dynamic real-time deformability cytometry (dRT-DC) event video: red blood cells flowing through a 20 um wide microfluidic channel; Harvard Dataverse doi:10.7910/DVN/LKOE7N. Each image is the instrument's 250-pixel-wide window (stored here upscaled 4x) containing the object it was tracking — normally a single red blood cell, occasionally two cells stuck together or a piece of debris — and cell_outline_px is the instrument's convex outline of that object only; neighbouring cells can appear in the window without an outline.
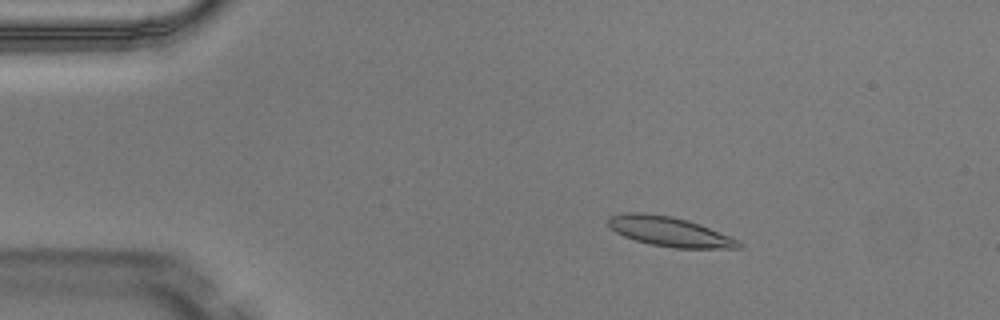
{"species": "Egyptian fruit bat (a non-hibernating species)", "species_latin": "Rousettus aegyptiacus", "temperature_condition": "warm", "stored_images_in_passage": 7, "camera_frame_rate_fps": 3000, "um_per_image_px": 0.085, "animal": {"sex": "male"}, "frame": {"image": 1, "passage_image": 3, "time_ms": 0.667, "image_size_px": [1000, 320], "cell_outline_px": [[744, 244], [740, 248], [672, 248], [652, 244], [636, 240], [624, 236], [616, 232], [608, 224], [608, 216], [624, 212], [644, 212], [672, 216], [688, 220], [700, 224], [740, 240]], "centroid_in_image_um": [56.93, 19.67], "position_along_channel_um": 28.1, "area_um2": 22.66}}